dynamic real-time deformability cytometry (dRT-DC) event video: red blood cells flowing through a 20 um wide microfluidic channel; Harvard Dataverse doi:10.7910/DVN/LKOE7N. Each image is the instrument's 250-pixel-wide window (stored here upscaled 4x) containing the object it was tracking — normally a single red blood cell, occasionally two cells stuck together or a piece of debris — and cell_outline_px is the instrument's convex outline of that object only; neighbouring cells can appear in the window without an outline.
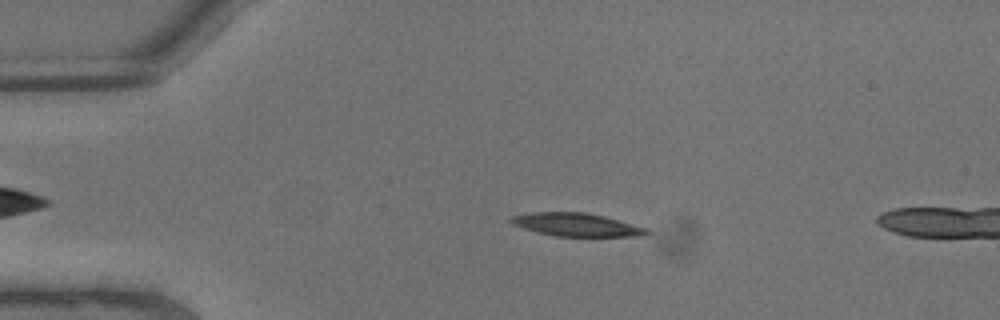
{"species": "common noctule bat (a hibernating species)", "species_latin": "Nyctalus noctula", "temperature_condition": "warm", "stored_images_in_passage": 7, "camera_frame_rate_fps": 3000, "um_per_image_px": 0.085, "animal": {"sex": "male", "body_mass_g": 13.3}, "frame": {"image": 1, "passage_image": 4, "time_ms": 1.0, "image_size_px": [1000, 320], "cell_outline_px": [[652, 232], [644, 236], [556, 236], [536, 232], [512, 224], [508, 220], [512, 216], [532, 212], [584, 212], [604, 216], [648, 228]], "centroid_in_image_um": [49.02, 19.1], "position_along_channel_um": 36.0, "area_um2": 18.32}}
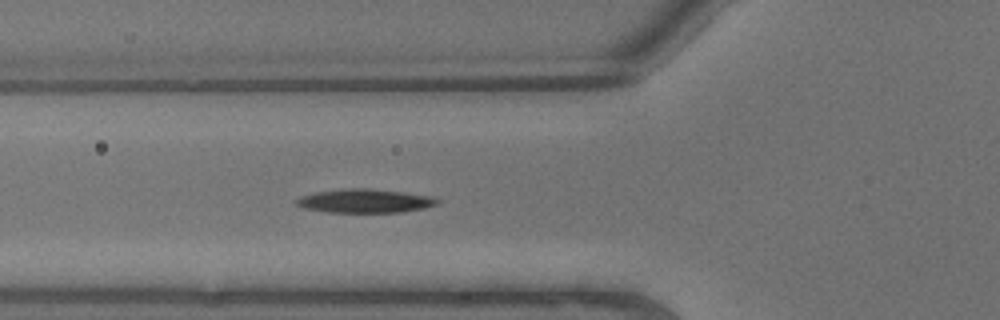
{"frame": {"image": 2, "passage_image": 7, "time_ms": 2.0, "image_size_px": [1000, 320], "cell_outline_px": [[440, 204], [424, 208], [400, 212], [328, 212], [304, 208], [296, 204], [296, 200], [300, 196], [316, 192], [344, 188], [368, 188], [404, 192], [432, 196], [440, 200]], "centroid_in_image_um": [31.05, 17.07], "position_along_channel_um": 94.8, "area_um2": 19.54}}